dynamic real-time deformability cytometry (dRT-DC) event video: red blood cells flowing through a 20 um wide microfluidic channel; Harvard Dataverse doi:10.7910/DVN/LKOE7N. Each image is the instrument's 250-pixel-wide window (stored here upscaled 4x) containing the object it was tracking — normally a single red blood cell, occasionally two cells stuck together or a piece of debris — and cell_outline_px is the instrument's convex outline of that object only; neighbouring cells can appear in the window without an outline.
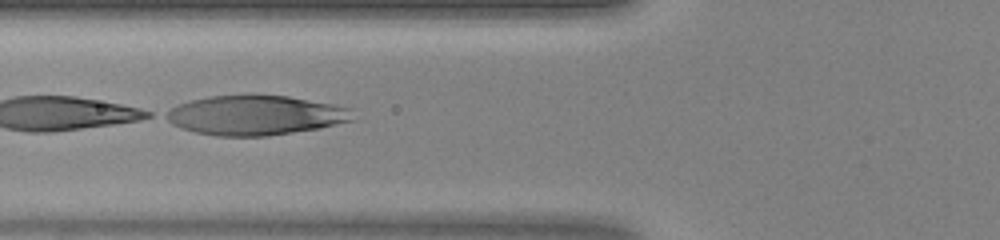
{"species": "human", "species_latin": "Homo sapiens", "temperature_condition": "warm", "stored_images_in_passage": 20, "camera_frame_rate_fps": 3000, "um_per_image_px": 0.085, "donor": {"sex": "female"}, "frame": {"image": 1, "passage_image": 18, "time_ms": 5.667, "image_size_px": [1000, 240], "cell_outline_px": [[352, 120], [320, 128], [268, 136], [216, 136], [196, 132], [180, 128], [172, 124], [160, 116], [164, 112], [176, 104], [188, 100], [208, 96], [288, 96], [332, 104], [352, 108]], "centroid_in_image_um": [21.62, 9.8], "position_along_channel_um": 104.2, "area_um2": 43.18}}